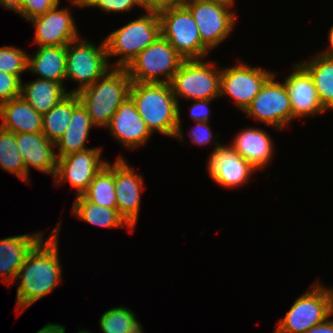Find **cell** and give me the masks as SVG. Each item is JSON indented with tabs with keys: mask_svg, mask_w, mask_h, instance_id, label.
Masks as SVG:
<instances>
[{
	"mask_svg": "<svg viewBox=\"0 0 333 333\" xmlns=\"http://www.w3.org/2000/svg\"><path fill=\"white\" fill-rule=\"evenodd\" d=\"M199 30L202 43L213 50L233 33L236 10L207 0H183ZM233 11V12H232Z\"/></svg>",
	"mask_w": 333,
	"mask_h": 333,
	"instance_id": "11",
	"label": "cell"
},
{
	"mask_svg": "<svg viewBox=\"0 0 333 333\" xmlns=\"http://www.w3.org/2000/svg\"><path fill=\"white\" fill-rule=\"evenodd\" d=\"M185 59L161 35L126 67L132 82L170 83Z\"/></svg>",
	"mask_w": 333,
	"mask_h": 333,
	"instance_id": "9",
	"label": "cell"
},
{
	"mask_svg": "<svg viewBox=\"0 0 333 333\" xmlns=\"http://www.w3.org/2000/svg\"><path fill=\"white\" fill-rule=\"evenodd\" d=\"M0 127L15 134L42 132V114L21 96L0 104Z\"/></svg>",
	"mask_w": 333,
	"mask_h": 333,
	"instance_id": "22",
	"label": "cell"
},
{
	"mask_svg": "<svg viewBox=\"0 0 333 333\" xmlns=\"http://www.w3.org/2000/svg\"><path fill=\"white\" fill-rule=\"evenodd\" d=\"M144 12L145 14L132 19L104 38L108 60L112 56L118 57L110 64L111 67L126 68L140 52L161 35L158 13Z\"/></svg>",
	"mask_w": 333,
	"mask_h": 333,
	"instance_id": "4",
	"label": "cell"
},
{
	"mask_svg": "<svg viewBox=\"0 0 333 333\" xmlns=\"http://www.w3.org/2000/svg\"><path fill=\"white\" fill-rule=\"evenodd\" d=\"M213 100L204 99V100H193L192 106H190V117L194 122H209L210 120V106Z\"/></svg>",
	"mask_w": 333,
	"mask_h": 333,
	"instance_id": "37",
	"label": "cell"
},
{
	"mask_svg": "<svg viewBox=\"0 0 333 333\" xmlns=\"http://www.w3.org/2000/svg\"><path fill=\"white\" fill-rule=\"evenodd\" d=\"M161 36L185 59H206L211 51L202 39L189 9L183 4L158 12Z\"/></svg>",
	"mask_w": 333,
	"mask_h": 333,
	"instance_id": "8",
	"label": "cell"
},
{
	"mask_svg": "<svg viewBox=\"0 0 333 333\" xmlns=\"http://www.w3.org/2000/svg\"><path fill=\"white\" fill-rule=\"evenodd\" d=\"M77 333H92V331H90L89 329L87 330H84L83 328H82V330H80V331H78Z\"/></svg>",
	"mask_w": 333,
	"mask_h": 333,
	"instance_id": "45",
	"label": "cell"
},
{
	"mask_svg": "<svg viewBox=\"0 0 333 333\" xmlns=\"http://www.w3.org/2000/svg\"><path fill=\"white\" fill-rule=\"evenodd\" d=\"M129 97L152 134L184 140L181 106L169 83L132 82Z\"/></svg>",
	"mask_w": 333,
	"mask_h": 333,
	"instance_id": "2",
	"label": "cell"
},
{
	"mask_svg": "<svg viewBox=\"0 0 333 333\" xmlns=\"http://www.w3.org/2000/svg\"><path fill=\"white\" fill-rule=\"evenodd\" d=\"M69 94L66 87L55 81L36 79L21 83V97L38 113L45 114Z\"/></svg>",
	"mask_w": 333,
	"mask_h": 333,
	"instance_id": "25",
	"label": "cell"
},
{
	"mask_svg": "<svg viewBox=\"0 0 333 333\" xmlns=\"http://www.w3.org/2000/svg\"><path fill=\"white\" fill-rule=\"evenodd\" d=\"M108 60L104 40L99 46L82 37L66 46V82H78L69 93H78L100 79L112 67Z\"/></svg>",
	"mask_w": 333,
	"mask_h": 333,
	"instance_id": "7",
	"label": "cell"
},
{
	"mask_svg": "<svg viewBox=\"0 0 333 333\" xmlns=\"http://www.w3.org/2000/svg\"><path fill=\"white\" fill-rule=\"evenodd\" d=\"M58 8L59 4L29 20L35 28L33 43L38 47L67 46L80 37L71 9Z\"/></svg>",
	"mask_w": 333,
	"mask_h": 333,
	"instance_id": "16",
	"label": "cell"
},
{
	"mask_svg": "<svg viewBox=\"0 0 333 333\" xmlns=\"http://www.w3.org/2000/svg\"><path fill=\"white\" fill-rule=\"evenodd\" d=\"M16 134L0 127V168L23 182H30L25 163L17 147Z\"/></svg>",
	"mask_w": 333,
	"mask_h": 333,
	"instance_id": "30",
	"label": "cell"
},
{
	"mask_svg": "<svg viewBox=\"0 0 333 333\" xmlns=\"http://www.w3.org/2000/svg\"><path fill=\"white\" fill-rule=\"evenodd\" d=\"M135 315L131 308L113 307L103 312L99 327L103 333H138L143 326Z\"/></svg>",
	"mask_w": 333,
	"mask_h": 333,
	"instance_id": "31",
	"label": "cell"
},
{
	"mask_svg": "<svg viewBox=\"0 0 333 333\" xmlns=\"http://www.w3.org/2000/svg\"><path fill=\"white\" fill-rule=\"evenodd\" d=\"M87 224L103 228H124L132 233L134 229L119 214L117 209L106 208L86 200L82 195L76 196L72 206V216Z\"/></svg>",
	"mask_w": 333,
	"mask_h": 333,
	"instance_id": "26",
	"label": "cell"
},
{
	"mask_svg": "<svg viewBox=\"0 0 333 333\" xmlns=\"http://www.w3.org/2000/svg\"><path fill=\"white\" fill-rule=\"evenodd\" d=\"M16 141L28 176L31 166L47 175L55 176L58 157L54 142L49 141L42 132L16 134Z\"/></svg>",
	"mask_w": 333,
	"mask_h": 333,
	"instance_id": "19",
	"label": "cell"
},
{
	"mask_svg": "<svg viewBox=\"0 0 333 333\" xmlns=\"http://www.w3.org/2000/svg\"><path fill=\"white\" fill-rule=\"evenodd\" d=\"M131 78L126 68L112 67L100 79L76 93L96 127L105 128L129 97Z\"/></svg>",
	"mask_w": 333,
	"mask_h": 333,
	"instance_id": "3",
	"label": "cell"
},
{
	"mask_svg": "<svg viewBox=\"0 0 333 333\" xmlns=\"http://www.w3.org/2000/svg\"><path fill=\"white\" fill-rule=\"evenodd\" d=\"M333 314V289L319 280L298 297L273 333H305Z\"/></svg>",
	"mask_w": 333,
	"mask_h": 333,
	"instance_id": "5",
	"label": "cell"
},
{
	"mask_svg": "<svg viewBox=\"0 0 333 333\" xmlns=\"http://www.w3.org/2000/svg\"><path fill=\"white\" fill-rule=\"evenodd\" d=\"M292 69L284 82L289 93L294 120L307 116L313 118L312 116L325 113L309 73L299 63H295Z\"/></svg>",
	"mask_w": 333,
	"mask_h": 333,
	"instance_id": "18",
	"label": "cell"
},
{
	"mask_svg": "<svg viewBox=\"0 0 333 333\" xmlns=\"http://www.w3.org/2000/svg\"><path fill=\"white\" fill-rule=\"evenodd\" d=\"M33 232L0 239V279L11 286L28 254L44 238V233ZM11 283V284H10Z\"/></svg>",
	"mask_w": 333,
	"mask_h": 333,
	"instance_id": "20",
	"label": "cell"
},
{
	"mask_svg": "<svg viewBox=\"0 0 333 333\" xmlns=\"http://www.w3.org/2000/svg\"><path fill=\"white\" fill-rule=\"evenodd\" d=\"M60 4V0H25L23 6L16 12L25 20L45 14L48 10Z\"/></svg>",
	"mask_w": 333,
	"mask_h": 333,
	"instance_id": "34",
	"label": "cell"
},
{
	"mask_svg": "<svg viewBox=\"0 0 333 333\" xmlns=\"http://www.w3.org/2000/svg\"><path fill=\"white\" fill-rule=\"evenodd\" d=\"M204 60H184L172 77L169 84L178 105L182 99L193 101L220 98L221 69L214 61Z\"/></svg>",
	"mask_w": 333,
	"mask_h": 333,
	"instance_id": "6",
	"label": "cell"
},
{
	"mask_svg": "<svg viewBox=\"0 0 333 333\" xmlns=\"http://www.w3.org/2000/svg\"><path fill=\"white\" fill-rule=\"evenodd\" d=\"M135 3L142 8L143 10L145 9L146 11V0H134Z\"/></svg>",
	"mask_w": 333,
	"mask_h": 333,
	"instance_id": "44",
	"label": "cell"
},
{
	"mask_svg": "<svg viewBox=\"0 0 333 333\" xmlns=\"http://www.w3.org/2000/svg\"><path fill=\"white\" fill-rule=\"evenodd\" d=\"M82 196L95 204L106 208L117 209L114 184V162L109 161L95 175Z\"/></svg>",
	"mask_w": 333,
	"mask_h": 333,
	"instance_id": "29",
	"label": "cell"
},
{
	"mask_svg": "<svg viewBox=\"0 0 333 333\" xmlns=\"http://www.w3.org/2000/svg\"><path fill=\"white\" fill-rule=\"evenodd\" d=\"M25 0H0V6L17 12L24 4Z\"/></svg>",
	"mask_w": 333,
	"mask_h": 333,
	"instance_id": "41",
	"label": "cell"
},
{
	"mask_svg": "<svg viewBox=\"0 0 333 333\" xmlns=\"http://www.w3.org/2000/svg\"><path fill=\"white\" fill-rule=\"evenodd\" d=\"M80 102L76 93H69L57 105L42 115V133L56 143L69 124L73 108Z\"/></svg>",
	"mask_w": 333,
	"mask_h": 333,
	"instance_id": "28",
	"label": "cell"
},
{
	"mask_svg": "<svg viewBox=\"0 0 333 333\" xmlns=\"http://www.w3.org/2000/svg\"><path fill=\"white\" fill-rule=\"evenodd\" d=\"M102 159V148L91 147L58 158L54 185L70 183L77 196L82 195L101 168L107 164Z\"/></svg>",
	"mask_w": 333,
	"mask_h": 333,
	"instance_id": "13",
	"label": "cell"
},
{
	"mask_svg": "<svg viewBox=\"0 0 333 333\" xmlns=\"http://www.w3.org/2000/svg\"><path fill=\"white\" fill-rule=\"evenodd\" d=\"M138 333H145L143 328Z\"/></svg>",
	"mask_w": 333,
	"mask_h": 333,
	"instance_id": "46",
	"label": "cell"
},
{
	"mask_svg": "<svg viewBox=\"0 0 333 333\" xmlns=\"http://www.w3.org/2000/svg\"><path fill=\"white\" fill-rule=\"evenodd\" d=\"M182 2L183 0H146V11L158 13L162 10L179 5Z\"/></svg>",
	"mask_w": 333,
	"mask_h": 333,
	"instance_id": "38",
	"label": "cell"
},
{
	"mask_svg": "<svg viewBox=\"0 0 333 333\" xmlns=\"http://www.w3.org/2000/svg\"><path fill=\"white\" fill-rule=\"evenodd\" d=\"M206 170L216 184L234 189L248 183L258 170L230 145H221L209 155Z\"/></svg>",
	"mask_w": 333,
	"mask_h": 333,
	"instance_id": "15",
	"label": "cell"
},
{
	"mask_svg": "<svg viewBox=\"0 0 333 333\" xmlns=\"http://www.w3.org/2000/svg\"><path fill=\"white\" fill-rule=\"evenodd\" d=\"M61 220L53 231L28 254L16 277L17 312L22 313L33 303L51 294L62 283V265L59 258V233ZM21 311V312H20Z\"/></svg>",
	"mask_w": 333,
	"mask_h": 333,
	"instance_id": "1",
	"label": "cell"
},
{
	"mask_svg": "<svg viewBox=\"0 0 333 333\" xmlns=\"http://www.w3.org/2000/svg\"><path fill=\"white\" fill-rule=\"evenodd\" d=\"M209 124L210 122H195V126L189 131V137L191 139V143L195 145L204 146L209 143L212 145L214 144V151L222 144L221 142L217 141V139L212 138L214 135Z\"/></svg>",
	"mask_w": 333,
	"mask_h": 333,
	"instance_id": "36",
	"label": "cell"
},
{
	"mask_svg": "<svg viewBox=\"0 0 333 333\" xmlns=\"http://www.w3.org/2000/svg\"><path fill=\"white\" fill-rule=\"evenodd\" d=\"M275 77L276 73L265 82L243 112L246 117L281 131L291 124L294 116L286 84L284 81H277Z\"/></svg>",
	"mask_w": 333,
	"mask_h": 333,
	"instance_id": "10",
	"label": "cell"
},
{
	"mask_svg": "<svg viewBox=\"0 0 333 333\" xmlns=\"http://www.w3.org/2000/svg\"><path fill=\"white\" fill-rule=\"evenodd\" d=\"M28 55V71L40 79L66 82V46H44Z\"/></svg>",
	"mask_w": 333,
	"mask_h": 333,
	"instance_id": "24",
	"label": "cell"
},
{
	"mask_svg": "<svg viewBox=\"0 0 333 333\" xmlns=\"http://www.w3.org/2000/svg\"><path fill=\"white\" fill-rule=\"evenodd\" d=\"M132 168L124 156L114 161L116 206L119 214L135 229L141 207V192L145 188L143 176Z\"/></svg>",
	"mask_w": 333,
	"mask_h": 333,
	"instance_id": "14",
	"label": "cell"
},
{
	"mask_svg": "<svg viewBox=\"0 0 333 333\" xmlns=\"http://www.w3.org/2000/svg\"><path fill=\"white\" fill-rule=\"evenodd\" d=\"M207 1L219 3L222 5L228 6L230 8H234V5H235V0H207Z\"/></svg>",
	"mask_w": 333,
	"mask_h": 333,
	"instance_id": "43",
	"label": "cell"
},
{
	"mask_svg": "<svg viewBox=\"0 0 333 333\" xmlns=\"http://www.w3.org/2000/svg\"><path fill=\"white\" fill-rule=\"evenodd\" d=\"M328 41H329V46L328 48H326V51H322V52H318L319 54L326 56V57H330L333 58V25L331 26V28L329 29V33H328Z\"/></svg>",
	"mask_w": 333,
	"mask_h": 333,
	"instance_id": "42",
	"label": "cell"
},
{
	"mask_svg": "<svg viewBox=\"0 0 333 333\" xmlns=\"http://www.w3.org/2000/svg\"><path fill=\"white\" fill-rule=\"evenodd\" d=\"M66 327L61 324L48 323L36 333H65Z\"/></svg>",
	"mask_w": 333,
	"mask_h": 333,
	"instance_id": "40",
	"label": "cell"
},
{
	"mask_svg": "<svg viewBox=\"0 0 333 333\" xmlns=\"http://www.w3.org/2000/svg\"><path fill=\"white\" fill-rule=\"evenodd\" d=\"M72 6L77 8H98L106 13L129 12L138 5L134 0H71Z\"/></svg>",
	"mask_w": 333,
	"mask_h": 333,
	"instance_id": "33",
	"label": "cell"
},
{
	"mask_svg": "<svg viewBox=\"0 0 333 333\" xmlns=\"http://www.w3.org/2000/svg\"><path fill=\"white\" fill-rule=\"evenodd\" d=\"M28 55L19 47H0V71L22 79L21 73L28 72Z\"/></svg>",
	"mask_w": 333,
	"mask_h": 333,
	"instance_id": "32",
	"label": "cell"
},
{
	"mask_svg": "<svg viewBox=\"0 0 333 333\" xmlns=\"http://www.w3.org/2000/svg\"><path fill=\"white\" fill-rule=\"evenodd\" d=\"M22 79L0 71V104L20 97Z\"/></svg>",
	"mask_w": 333,
	"mask_h": 333,
	"instance_id": "35",
	"label": "cell"
},
{
	"mask_svg": "<svg viewBox=\"0 0 333 333\" xmlns=\"http://www.w3.org/2000/svg\"><path fill=\"white\" fill-rule=\"evenodd\" d=\"M96 128L86 108L79 102L72 110L64 134L55 143L57 157H63L89 148L86 146L91 128Z\"/></svg>",
	"mask_w": 333,
	"mask_h": 333,
	"instance_id": "23",
	"label": "cell"
},
{
	"mask_svg": "<svg viewBox=\"0 0 333 333\" xmlns=\"http://www.w3.org/2000/svg\"><path fill=\"white\" fill-rule=\"evenodd\" d=\"M274 73L238 60L235 66L221 68L219 96L227 95L237 109L244 111Z\"/></svg>",
	"mask_w": 333,
	"mask_h": 333,
	"instance_id": "12",
	"label": "cell"
},
{
	"mask_svg": "<svg viewBox=\"0 0 333 333\" xmlns=\"http://www.w3.org/2000/svg\"><path fill=\"white\" fill-rule=\"evenodd\" d=\"M238 132L229 145L246 161L250 162L258 172H263L274 158L272 138L259 127H248Z\"/></svg>",
	"mask_w": 333,
	"mask_h": 333,
	"instance_id": "21",
	"label": "cell"
},
{
	"mask_svg": "<svg viewBox=\"0 0 333 333\" xmlns=\"http://www.w3.org/2000/svg\"><path fill=\"white\" fill-rule=\"evenodd\" d=\"M333 314L327 318L325 321L312 326L305 333H333Z\"/></svg>",
	"mask_w": 333,
	"mask_h": 333,
	"instance_id": "39",
	"label": "cell"
},
{
	"mask_svg": "<svg viewBox=\"0 0 333 333\" xmlns=\"http://www.w3.org/2000/svg\"><path fill=\"white\" fill-rule=\"evenodd\" d=\"M105 128L128 150L145 146L153 135L130 97L121 103Z\"/></svg>",
	"mask_w": 333,
	"mask_h": 333,
	"instance_id": "17",
	"label": "cell"
},
{
	"mask_svg": "<svg viewBox=\"0 0 333 333\" xmlns=\"http://www.w3.org/2000/svg\"><path fill=\"white\" fill-rule=\"evenodd\" d=\"M311 76L323 109H333V58L317 52L310 59L298 62Z\"/></svg>",
	"mask_w": 333,
	"mask_h": 333,
	"instance_id": "27",
	"label": "cell"
}]
</instances>
